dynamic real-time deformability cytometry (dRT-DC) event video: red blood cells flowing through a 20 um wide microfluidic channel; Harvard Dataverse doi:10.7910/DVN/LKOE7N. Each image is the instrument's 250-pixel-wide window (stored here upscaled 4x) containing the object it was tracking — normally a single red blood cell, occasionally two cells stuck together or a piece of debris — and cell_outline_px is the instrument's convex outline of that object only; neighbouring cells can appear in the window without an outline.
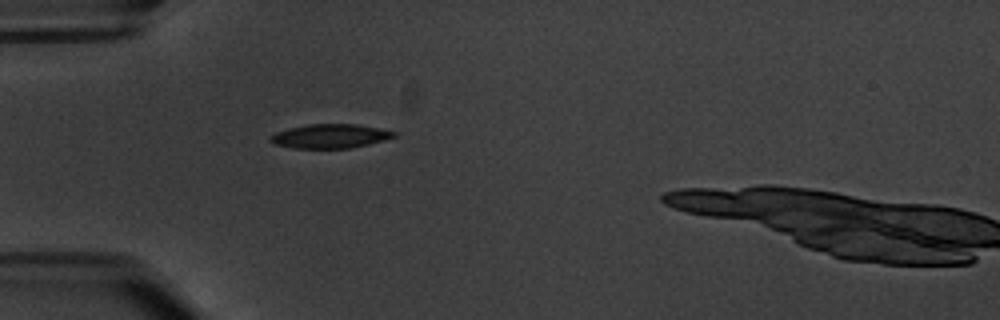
{"species": "common noctule bat (a hibernating species)", "species_latin": "Nyctalus noctula", "temperature_condition": "warm", "stored_images_in_passage": 2, "camera_frame_rate_fps": 3000, "um_per_image_px": 0.085, "animal": {"sex": "male", "body_mass_g": 20.1, "forearm_length_mm": 53.5}, "frame": {"image": 1, "passage_image": 1, "time_ms": 0.0, "image_size_px": [1000, 320], "cell_outline_px": [[400, 132], [396, 136], [384, 140], [368, 144], [348, 148], [292, 148], [276, 144], [268, 140], [276, 132], [288, 128], [308, 124], [356, 124]], "centroid_in_image_um": [28.09, 11.56], "position_along_channel_um": 56.9, "area_um2": 17.28}}